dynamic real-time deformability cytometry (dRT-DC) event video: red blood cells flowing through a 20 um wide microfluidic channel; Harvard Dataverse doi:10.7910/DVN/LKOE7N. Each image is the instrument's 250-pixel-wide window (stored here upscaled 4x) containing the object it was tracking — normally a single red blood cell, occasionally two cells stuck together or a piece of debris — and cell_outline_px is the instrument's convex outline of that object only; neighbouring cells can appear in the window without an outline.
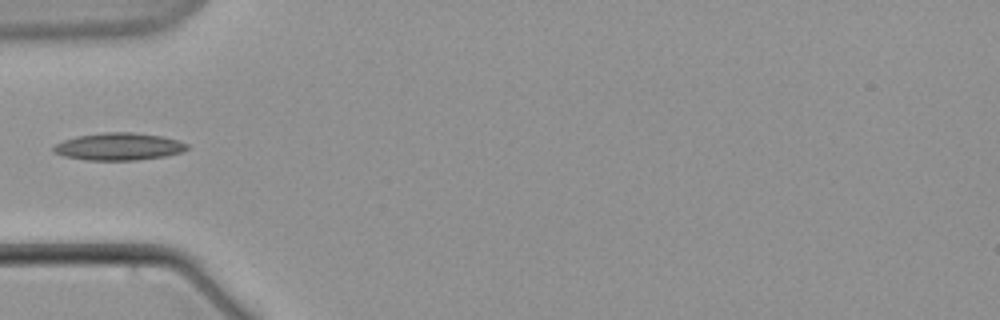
{"species": "common noctule bat (a hibernating species)", "species_latin": "Nyctalus noctula", "temperature_condition": "warm", "stored_images_in_passage": 3, "camera_frame_rate_fps": 3000, "um_per_image_px": 0.085, "animal": {"sex": "male", "body_mass_g": 21.5, "forearm_length_mm": 52.0}, "frame": {"image": 1, "passage_image": 3, "time_ms": 3.0, "image_size_px": [1000, 320], "cell_outline_px": [[188, 148], [180, 152], [164, 156], [136, 160], [84, 160], [64, 156], [52, 152], [52, 148], [56, 144], [64, 140], [76, 136], [104, 132], [132, 132], [160, 136], [176, 140], [188, 144]], "centroid_in_image_um": [10.04, 12.46], "position_along_channel_um": 75.0, "area_um2": 21.15}}